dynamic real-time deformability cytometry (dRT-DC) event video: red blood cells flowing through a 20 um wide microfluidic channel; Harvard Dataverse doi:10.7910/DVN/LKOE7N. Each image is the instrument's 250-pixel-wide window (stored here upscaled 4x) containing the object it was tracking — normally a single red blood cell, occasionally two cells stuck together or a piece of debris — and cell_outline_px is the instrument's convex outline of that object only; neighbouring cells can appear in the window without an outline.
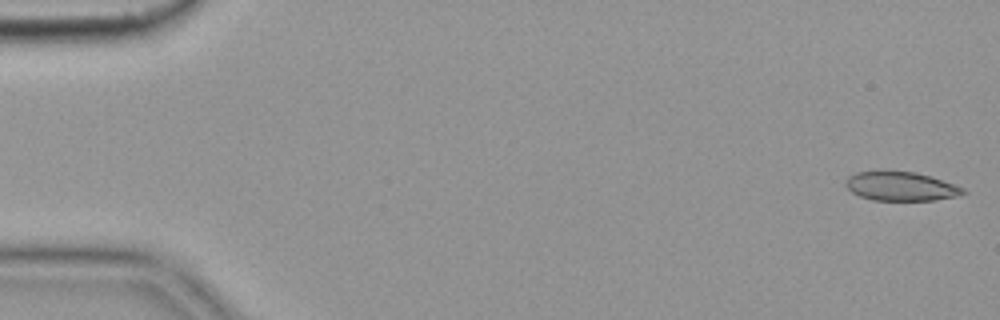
{"species": "common noctule bat (a hibernating species)", "species_latin": "Nyctalus noctula", "temperature_condition": "cold", "stored_images_in_passage": 5, "camera_frame_rate_fps": 3000, "um_per_image_px": 0.085, "animal": {"sex": "female", "body_mass_g": 19.9}, "frame": {"image": 1, "passage_image": 1, "time_ms": 0.0, "image_size_px": [1000, 320], "cell_outline_px": [[968, 192], [956, 196], [936, 200], [872, 200], [860, 196], [852, 192], [844, 184], [848, 176], [856, 172], [916, 172], [964, 188]], "centroid_in_image_um": [76.55, 15.85], "position_along_channel_um": 8.4, "area_um2": 19.42}}
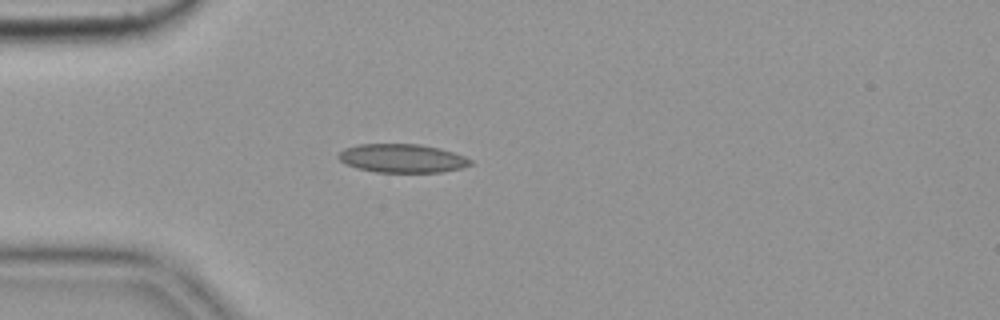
{"frame": {"image": 2, "passage_image": 5, "time_ms": 1.333, "image_size_px": [1000, 320], "cell_outline_px": [[472, 164], [460, 168], [440, 172], [376, 172], [356, 168], [340, 160], [336, 156], [344, 148], [360, 144], [420, 144], [440, 148], [464, 156], [472, 160]], "centroid_in_image_um": [34.18, 13.45], "position_along_channel_um": 50.8, "area_um2": 21.91}}